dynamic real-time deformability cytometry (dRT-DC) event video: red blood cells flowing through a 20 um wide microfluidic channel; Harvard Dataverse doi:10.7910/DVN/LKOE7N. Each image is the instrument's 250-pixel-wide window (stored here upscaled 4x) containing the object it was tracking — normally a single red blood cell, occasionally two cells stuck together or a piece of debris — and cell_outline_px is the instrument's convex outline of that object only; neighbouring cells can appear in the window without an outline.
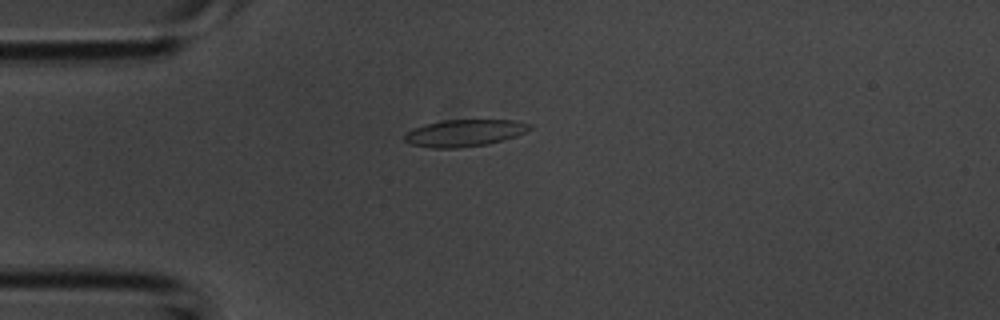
{"species": "common noctule bat (a hibernating species)", "species_latin": "Nyctalus noctula", "temperature_condition": "room temperature", "stored_images_in_passage": 43, "camera_frame_rate_fps": 3000, "um_per_image_px": 0.085, "animal": {"sex": "male", "body_mass_g": 20.1, "forearm_length_mm": 53.5}, "frame": {"image": 1, "passage_image": 11, "time_ms": 3.333, "image_size_px": [1000, 320], "cell_outline_px": [[532, 128], [516, 136], [488, 144], [460, 148], [432, 148], [412, 144], [404, 140], [404, 136], [408, 132], [416, 128], [428, 124], [444, 120], [516, 120], [532, 124]], "centroid_in_image_um": [39.53, 11.3], "position_along_channel_um": 45.5, "area_um2": 19.42}}
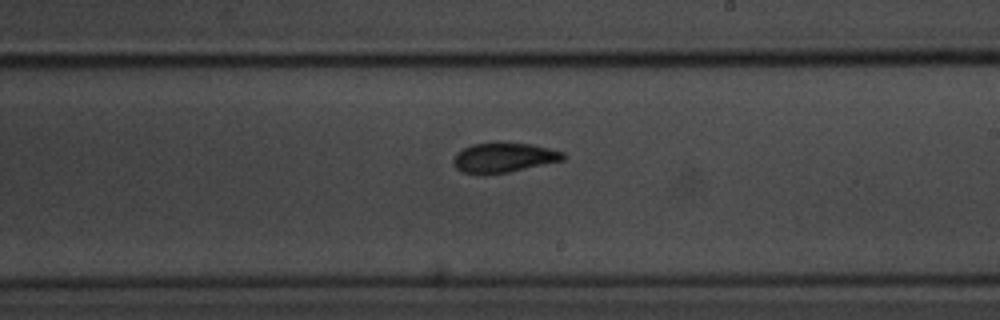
{"frame": {"image": 2, "passage_image": 25, "time_ms": 8.0, "image_size_px": [1000, 320], "cell_outline_px": [[568, 156], [564, 160], [508, 172], [484, 176], [464, 172], [456, 168], [452, 160], [456, 152], [472, 144], [496, 140], [500, 140], [532, 144], [564, 152]], "centroid_in_image_um": [42.8, 13.37], "position_along_channel_um": 246.2, "area_um2": 19.83}}
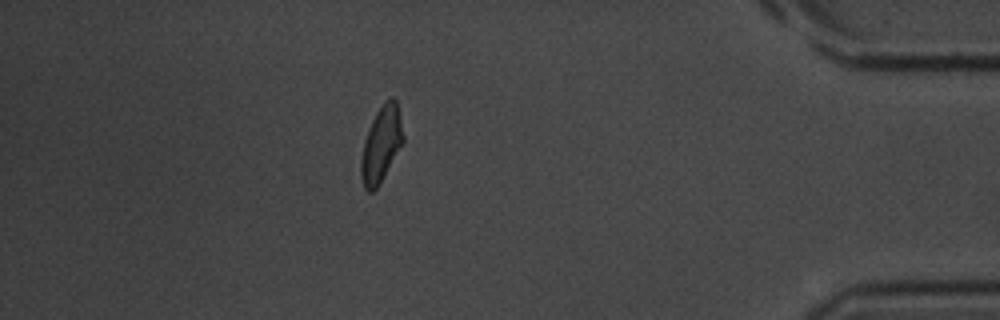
{"frame": {"image": 3, "passage_image": 38, "time_ms": 12.333, "image_size_px": [1000, 320], "cell_outline_px": [[404, 140], [380, 184], [372, 192], [368, 192], [364, 188], [360, 176], [360, 160], [364, 140], [372, 120], [376, 112], [384, 100], [392, 96], [396, 100], [404, 136]], "centroid_in_image_um": [32.38, 12.27], "position_along_channel_um": 402.8, "area_um2": 18.61}}